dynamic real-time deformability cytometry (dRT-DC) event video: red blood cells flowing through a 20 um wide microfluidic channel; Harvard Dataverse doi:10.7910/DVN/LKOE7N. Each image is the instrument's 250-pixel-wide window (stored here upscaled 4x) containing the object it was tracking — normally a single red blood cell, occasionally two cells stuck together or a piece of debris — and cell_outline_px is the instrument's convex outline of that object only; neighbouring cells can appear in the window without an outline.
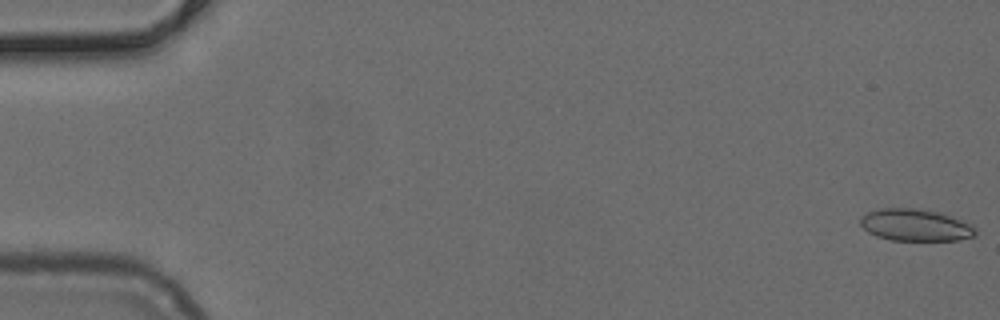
{"species": "common noctule bat (a hibernating species)", "species_latin": "Nyctalus noctula", "temperature_condition": "cold", "stored_images_in_passage": 51, "camera_frame_rate_fps": 3000, "um_per_image_px": 0.085, "animal": {"sex": "female", "body_mass_g": 24.6, "forearm_length_mm": 56.2}, "frame": {"image": 1, "passage_image": 1, "time_ms": 0.0, "image_size_px": [1000, 320], "cell_outline_px": [[976, 236], [960, 240], [892, 240], [876, 236], [868, 232], [860, 224], [860, 216], [868, 212], [880, 208], [912, 208], [940, 212], [972, 224], [976, 228]], "centroid_in_image_um": [77.82, 19.13], "position_along_channel_um": 7.2, "area_um2": 21.56}}
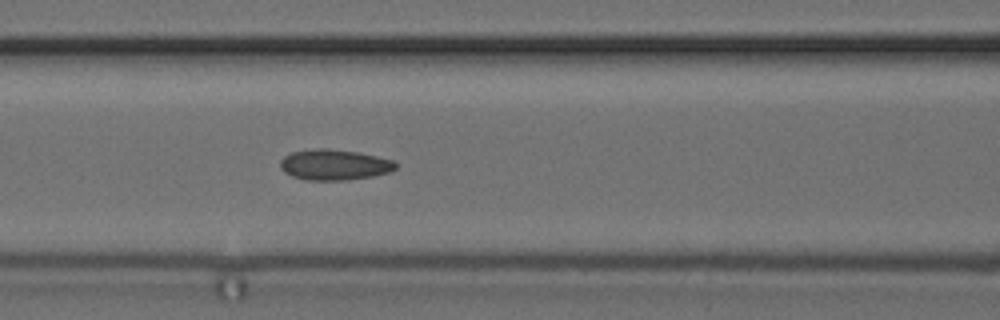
{"frame": {"image": 2, "passage_image": 22, "time_ms": 7.0, "image_size_px": [1000, 320], "cell_outline_px": [[396, 168], [388, 172], [372, 176], [348, 180], [308, 180], [292, 176], [284, 172], [280, 168], [280, 160], [284, 156], [292, 152], [316, 148], [328, 148], [356, 152], [376, 156], [392, 160], [396, 164]], "centroid_in_image_um": [28.38, 14.0], "position_along_channel_um": 138.2, "area_um2": 20.52}}
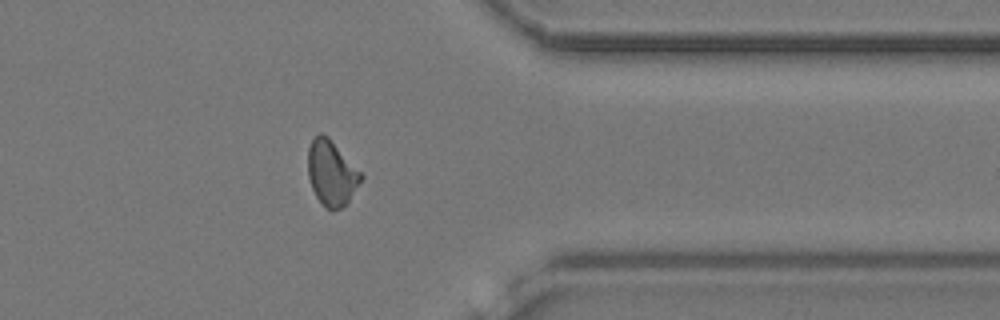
{"frame": {"image": 3, "passage_image": 41, "time_ms": 13.333, "image_size_px": [1000, 320], "cell_outline_px": [[364, 176], [348, 204], [332, 212], [324, 208], [316, 196], [312, 188], [308, 176], [308, 148], [312, 140], [320, 132], [328, 136]], "centroid_in_image_um": [28.18, 14.75], "position_along_channel_um": 383.2, "area_um2": 20.29}}